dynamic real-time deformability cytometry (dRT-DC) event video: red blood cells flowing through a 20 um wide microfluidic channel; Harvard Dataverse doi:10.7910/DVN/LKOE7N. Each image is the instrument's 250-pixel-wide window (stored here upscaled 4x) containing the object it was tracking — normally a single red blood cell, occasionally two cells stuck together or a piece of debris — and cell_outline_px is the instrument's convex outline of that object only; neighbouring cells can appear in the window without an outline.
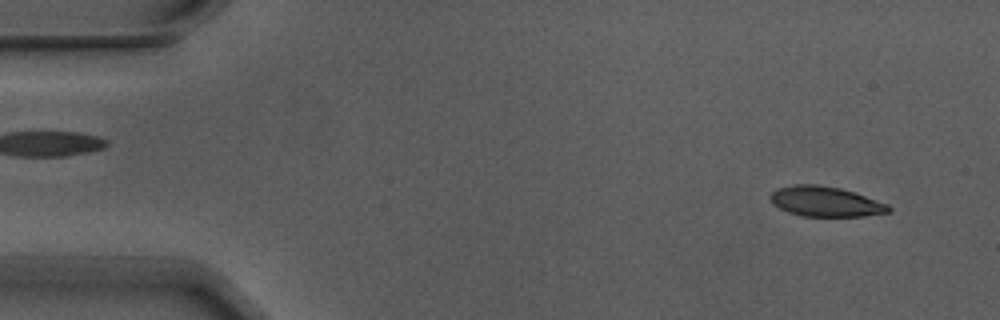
{"species": "Egyptian fruit bat (a non-hibernating species)", "species_latin": "Rousettus aegyptiacus", "temperature_condition": "warm", "stored_images_in_passage": 5, "segment_of_instrument_passage": [2, 2], "camera_frame_rate_fps": 3000, "um_per_image_px": 0.085, "animal": {"sex": "male"}, "frame": {"image": 1, "passage_image": 5, "time_ms": 1.333, "image_size_px": [1000, 320], "cell_outline_px": [[892, 212], [864, 216], [804, 216], [788, 212], [772, 204], [772, 192], [780, 188], [796, 184], [816, 184], [840, 188], [888, 204], [892, 208]], "centroid_in_image_um": [70.2, 17.14], "position_along_channel_um": 14.8, "area_um2": 20.46}}